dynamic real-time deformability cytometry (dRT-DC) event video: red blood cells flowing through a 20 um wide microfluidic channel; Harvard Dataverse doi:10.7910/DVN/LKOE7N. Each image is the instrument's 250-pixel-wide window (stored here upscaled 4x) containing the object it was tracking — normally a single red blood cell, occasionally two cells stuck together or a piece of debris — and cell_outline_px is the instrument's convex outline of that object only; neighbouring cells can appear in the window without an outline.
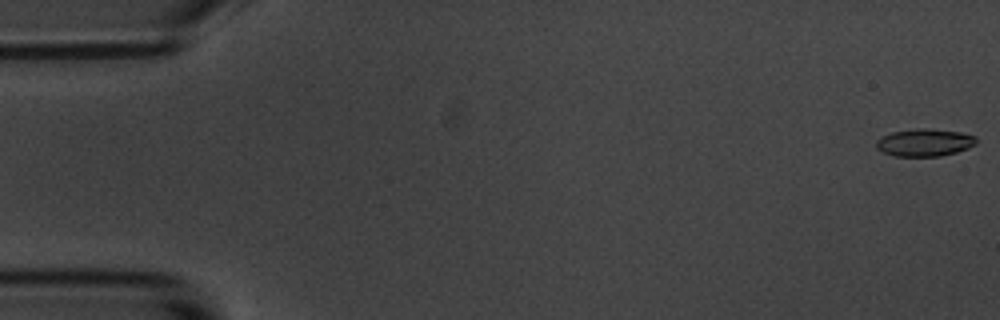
{"species": "common noctule bat (a hibernating species)", "species_latin": "Nyctalus noctula", "temperature_condition": "room temperature", "stored_images_in_passage": 9, "camera_frame_rate_fps": 3000, "um_per_image_px": 0.085, "animal": {"sex": "male", "body_mass_g": 20.1, "forearm_length_mm": 53.5}, "frame": {"image": 1, "passage_image": 1, "time_ms": 0.0, "image_size_px": [1000, 320], "cell_outline_px": [[976, 144], [968, 148], [956, 152], [940, 156], [896, 156], [884, 152], [876, 148], [876, 140], [880, 136], [892, 132], [916, 128], [924, 128], [960, 132], [976, 136]], "centroid_in_image_um": [78.57, 12.11], "position_along_channel_um": 6.4, "area_um2": 16.01}}
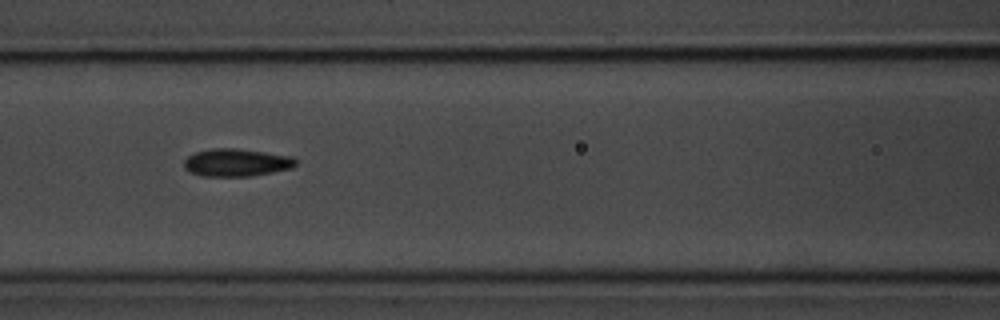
{"frame": {"image": 2, "passage_image": 8, "time_ms": 8.0, "image_size_px": [1000, 320], "cell_outline_px": [[296, 164], [292, 168], [272, 172], [248, 176], [200, 176], [184, 168], [184, 160], [188, 156], [196, 152], [212, 148], [236, 148], [292, 156], [296, 160]], "centroid_in_image_um": [20.09, 13.81], "position_along_channel_um": 146.5, "area_um2": 17.92}}
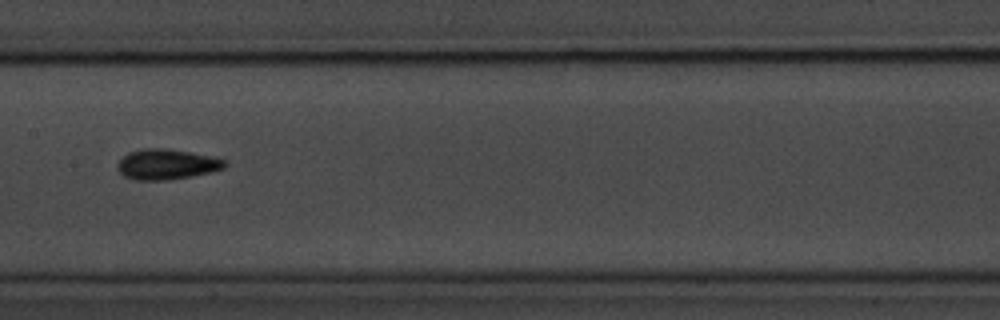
{"frame": {"image": 3, "passage_image": 9, "time_ms": 9.333, "image_size_px": [1000, 320], "cell_outline_px": [[228, 164], [224, 168], [212, 172], [192, 176], [168, 180], [136, 180], [124, 176], [116, 168], [116, 164], [128, 152], [144, 148], [168, 148], [228, 160]], "centroid_in_image_um": [14.17, 13.97], "position_along_channel_um": 193.2, "area_um2": 19.07}}